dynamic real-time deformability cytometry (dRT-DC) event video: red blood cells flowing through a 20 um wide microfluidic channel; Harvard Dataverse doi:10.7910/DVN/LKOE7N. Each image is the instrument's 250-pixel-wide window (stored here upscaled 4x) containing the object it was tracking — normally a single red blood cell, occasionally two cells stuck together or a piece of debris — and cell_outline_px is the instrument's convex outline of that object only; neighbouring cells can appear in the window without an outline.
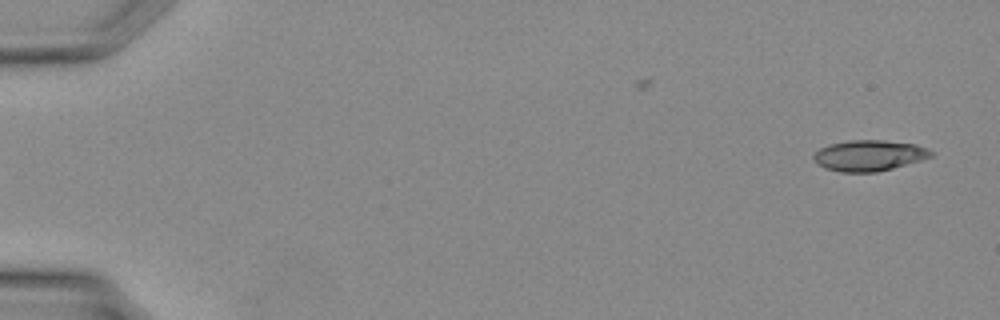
{"species": "Egyptian fruit bat (a non-hibernating species)", "species_latin": "Rousettus aegyptiacus", "temperature_condition": "warm", "stored_images_in_passage": 8, "camera_frame_rate_fps": 3000, "um_per_image_px": 0.085, "animal": {"sex": "female"}, "frame": {"image": 1, "passage_image": 1, "time_ms": 0.0, "image_size_px": [1000, 320], "cell_outline_px": [[932, 156], [920, 160], [892, 168], [876, 172], [840, 172], [824, 168], [812, 156], [820, 148], [828, 144], [848, 140], [884, 140], [916, 144], [932, 152]], "centroid_in_image_um": [73.84, 13.21], "position_along_channel_um": 11.2, "area_um2": 20.87}}